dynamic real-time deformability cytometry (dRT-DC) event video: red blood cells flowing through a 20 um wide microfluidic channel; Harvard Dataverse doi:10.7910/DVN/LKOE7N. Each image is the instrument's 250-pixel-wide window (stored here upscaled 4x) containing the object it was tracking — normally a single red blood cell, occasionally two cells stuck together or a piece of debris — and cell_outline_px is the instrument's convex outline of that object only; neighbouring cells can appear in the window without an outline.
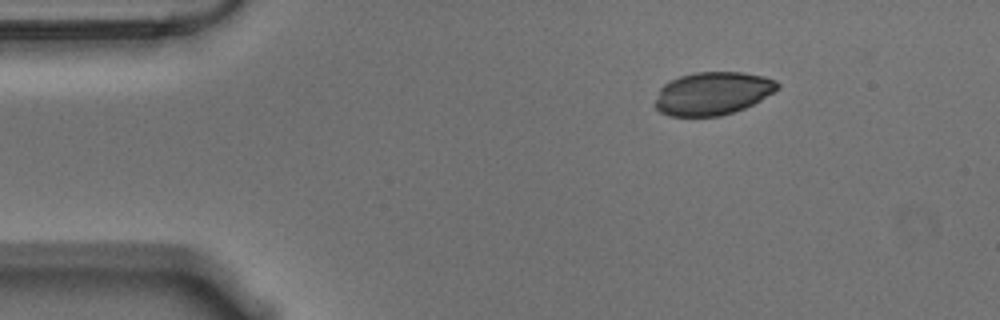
{"species": "Egyptian fruit bat (a non-hibernating species)", "species_latin": "Rousettus aegyptiacus", "temperature_condition": "warm", "stored_images_in_passage": 49, "camera_frame_rate_fps": 3000, "um_per_image_px": 0.085, "animal": {"sex": "male"}, "frame": {"image": 1, "passage_image": 1, "time_ms": 0.0, "image_size_px": [1000, 320], "cell_outline_px": [[780, 88], [760, 100], [744, 108], [720, 116], [668, 116], [660, 112], [652, 104], [660, 88], [664, 84], [680, 76], [696, 72], [744, 72], [764, 76], [776, 80], [780, 84]], "centroid_in_image_um": [60.56, 7.94], "position_along_channel_um": 24.4, "area_um2": 30.81}}
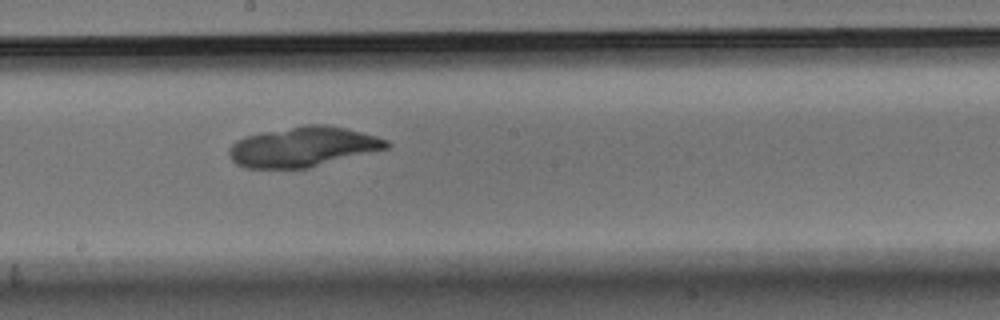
{"frame": {"image": 2, "passage_image": 23, "time_ms": 7.333, "image_size_px": [1000, 320], "cell_outline_px": [[392, 144], [388, 148], [308, 168], [248, 168], [236, 164], [232, 160], [228, 152], [228, 148], [236, 140], [244, 136], [260, 132], [304, 124], [328, 124], [376, 136], [388, 140]], "centroid_in_image_um": [25.73, 12.47], "position_along_channel_um": 222.5, "area_um2": 36.82}}
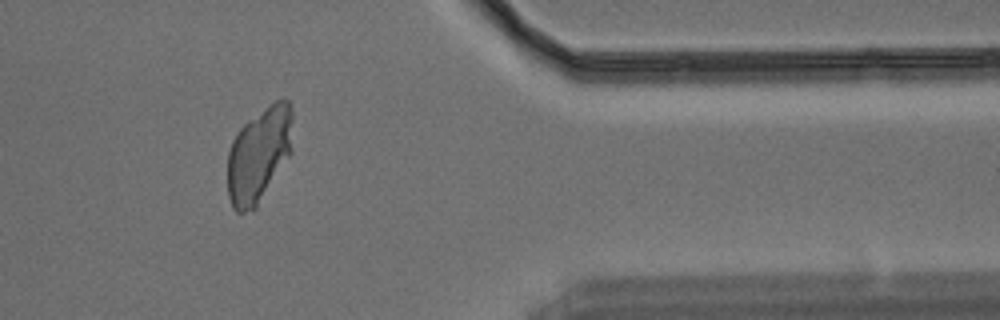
{"frame": {"image": 3, "passage_image": 39, "time_ms": 12.667, "image_size_px": [1000, 320], "cell_outline_px": [[292, 152], [256, 208], [244, 212], [236, 212], [232, 208], [228, 196], [228, 152], [232, 140], [236, 132], [248, 120], [276, 100], [288, 100], [292, 108]], "centroid_in_image_um": [22.01, 13.16], "position_along_channel_um": 389.4, "area_um2": 36.18}}